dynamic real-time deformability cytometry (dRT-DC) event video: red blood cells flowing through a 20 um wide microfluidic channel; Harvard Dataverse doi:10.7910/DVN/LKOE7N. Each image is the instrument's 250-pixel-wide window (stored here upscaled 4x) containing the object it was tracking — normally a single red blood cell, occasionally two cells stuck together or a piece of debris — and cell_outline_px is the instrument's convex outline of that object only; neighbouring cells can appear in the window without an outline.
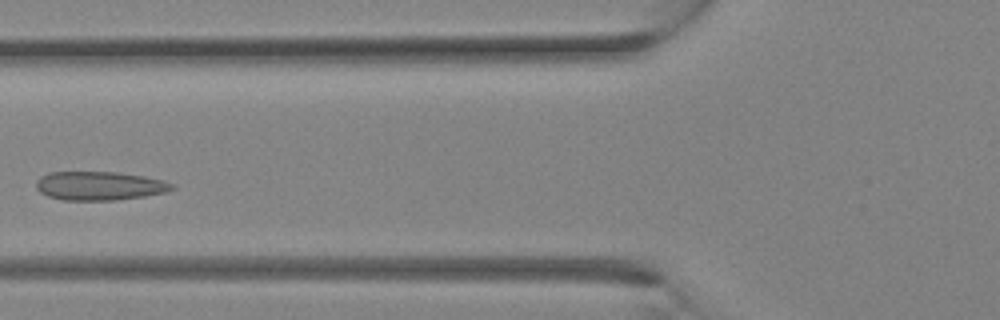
{"species": "Egyptian fruit bat (a non-hibernating species)", "species_latin": "Rousettus aegyptiacus", "temperature_condition": "room temperature", "stored_images_in_passage": 17, "camera_frame_rate_fps": 3000, "um_per_image_px": 0.085, "animal": {"sex": "female"}, "frame": {"image": 1, "passage_image": 6, "time_ms": 1.667, "image_size_px": [1000, 320], "cell_outline_px": [[176, 188], [164, 192], [144, 196], [116, 200], [64, 200], [48, 196], [40, 192], [36, 188], [36, 180], [40, 176], [48, 172], [116, 172], [144, 176], [164, 180], [172, 184]], "centroid_in_image_um": [8.43, 15.79], "position_along_channel_um": 117.4, "area_um2": 22.77}}
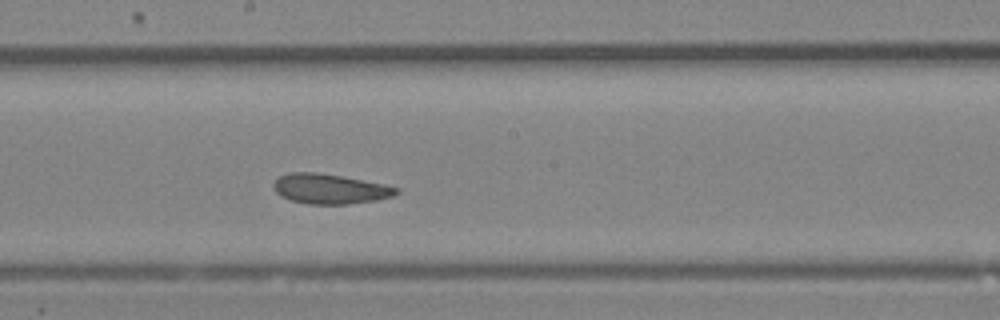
{"frame": {"image": 2, "passage_image": 11, "time_ms": 3.333, "image_size_px": [1000, 320], "cell_outline_px": [[400, 192], [392, 196], [376, 200], [348, 204], [308, 204], [292, 200], [280, 196], [276, 192], [272, 184], [280, 176], [288, 172], [316, 172], [340, 176], [384, 184], [400, 188]], "centroid_in_image_um": [28.04, 16.05], "position_along_channel_um": 220.2, "area_um2": 21.33}}
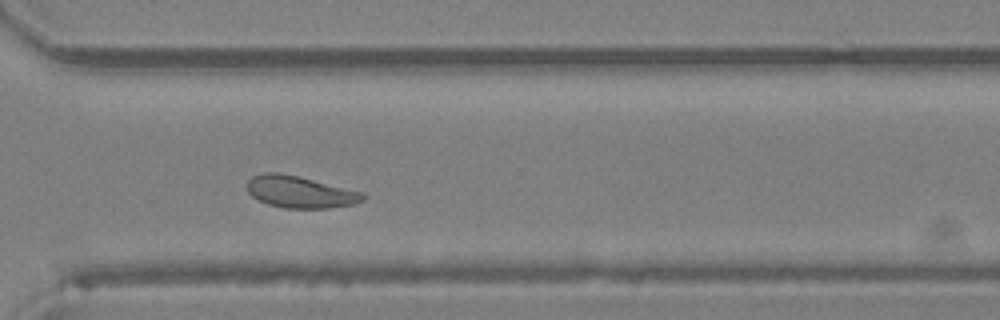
{"frame": {"image": 3, "passage_image": 17, "time_ms": 5.333, "image_size_px": [1000, 320], "cell_outline_px": [[368, 196], [364, 200], [356, 204], [328, 208], [284, 208], [268, 204], [252, 196], [248, 192], [248, 180], [252, 176], [264, 172], [276, 172], [296, 176], [364, 192]], "centroid_in_image_um": [25.55, 16.32], "position_along_channel_um": 345.1, "area_um2": 21.44}}